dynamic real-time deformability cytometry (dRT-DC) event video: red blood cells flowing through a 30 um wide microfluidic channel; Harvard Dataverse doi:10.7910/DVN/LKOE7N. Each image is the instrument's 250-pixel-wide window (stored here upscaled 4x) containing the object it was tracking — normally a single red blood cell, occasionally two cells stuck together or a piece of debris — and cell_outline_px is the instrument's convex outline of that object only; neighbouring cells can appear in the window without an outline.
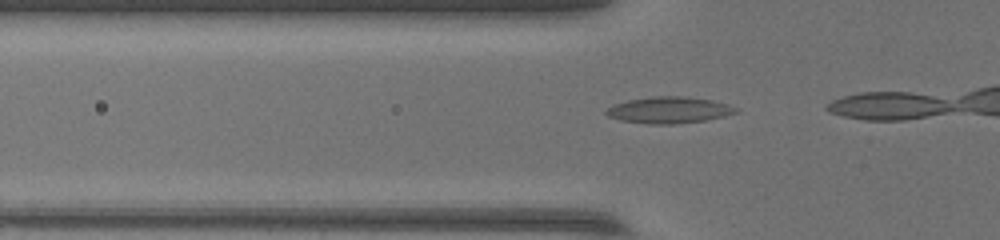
{"species": "common noctule bat (a hibernating species)", "species_latin": "Nyctalus noctula", "temperature_condition": "warm", "stored_images_in_passage": 17, "camera_frame_rate_fps": 3000, "um_per_image_px": 0.085, "animal": {"sex": "female", "body_mass_g": 17.0, "forearm_length_mm": 48.0}, "frame": {"image": 1, "passage_image": 12, "time_ms": 3.667, "image_size_px": [1000, 240], "cell_outline_px": [[740, 112], [724, 116], [704, 120], [672, 124], [648, 124], [620, 120], [608, 116], [604, 112], [612, 104], [628, 100], [652, 96], [688, 96], [712, 100], [728, 104], [736, 108]], "centroid_in_image_um": [56.85, 9.34], "position_along_channel_um": 68.9, "area_um2": 20.06}}